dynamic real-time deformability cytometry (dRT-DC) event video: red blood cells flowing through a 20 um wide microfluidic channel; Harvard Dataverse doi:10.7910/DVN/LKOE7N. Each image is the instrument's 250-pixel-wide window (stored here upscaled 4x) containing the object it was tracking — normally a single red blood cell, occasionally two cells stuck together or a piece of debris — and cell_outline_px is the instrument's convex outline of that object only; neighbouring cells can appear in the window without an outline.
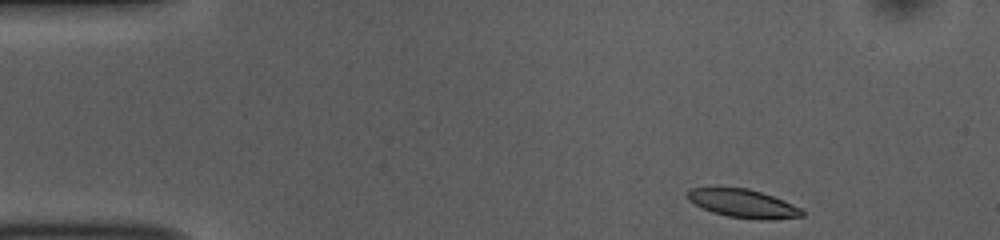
{"species": "common noctule bat (a hibernating species)", "species_latin": "Nyctalus noctula", "temperature_condition": "room temperature", "stored_images_in_passage": 48, "camera_frame_rate_fps": 3000, "um_per_image_px": 0.085, "animal": {"sex": "female", "body_mass_g": 10.0, "forearm_length_mm": 53.1}, "frame": {"image": 1, "passage_image": 1, "time_ms": 0.0, "image_size_px": [1000, 240], "cell_outline_px": [[804, 216], [760, 220], [728, 216], [712, 212], [688, 200], [688, 192], [692, 188], [748, 188], [784, 200], [800, 208], [804, 212]], "centroid_in_image_um": [63.19, 17.3], "position_along_channel_um": 21.8, "area_um2": 18.5}}
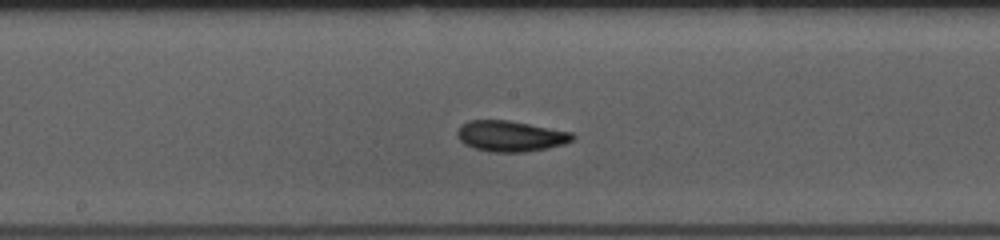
{"frame": {"image": 2, "passage_image": 22, "time_ms": 7.0, "image_size_px": [1000, 240], "cell_outline_px": [[576, 136], [572, 140], [564, 144], [548, 148], [524, 152], [492, 152], [472, 148], [464, 144], [456, 136], [456, 132], [468, 120], [508, 120], [572, 132]], "centroid_in_image_um": [43.39, 11.58], "position_along_channel_um": 204.8, "area_um2": 20.69}}
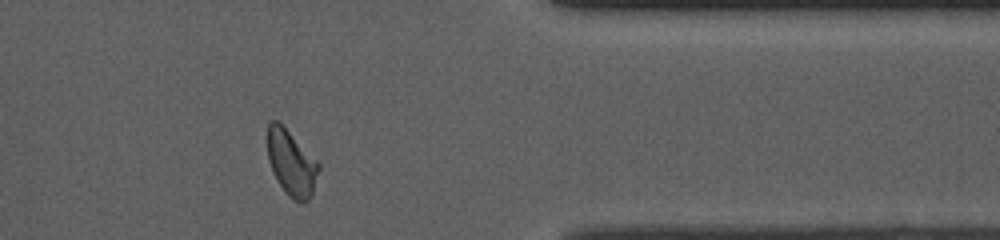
{"frame": {"image": 3, "passage_image": 38, "time_ms": 12.333, "image_size_px": [1000, 240], "cell_outline_px": [[320, 168], [312, 192], [308, 200], [304, 204], [300, 204], [292, 200], [284, 192], [276, 180], [272, 172], [268, 160], [268, 124], [272, 120], [280, 120], [320, 164]], "centroid_in_image_um": [24.76, 13.86], "position_along_channel_um": 386.6, "area_um2": 19.94}, "authors_computed_cell_mechanics": {"area_um2": 19.9121, "velocity_mm_per_s": 3.7195, "shape_relaxation_time_tau1_ms": 3.5237, "shape_relaxation_time_tau2_ms": 1.8582, "deformation_change_tau1": 0.1074, "deformation_change_tau2": 0.0721}}